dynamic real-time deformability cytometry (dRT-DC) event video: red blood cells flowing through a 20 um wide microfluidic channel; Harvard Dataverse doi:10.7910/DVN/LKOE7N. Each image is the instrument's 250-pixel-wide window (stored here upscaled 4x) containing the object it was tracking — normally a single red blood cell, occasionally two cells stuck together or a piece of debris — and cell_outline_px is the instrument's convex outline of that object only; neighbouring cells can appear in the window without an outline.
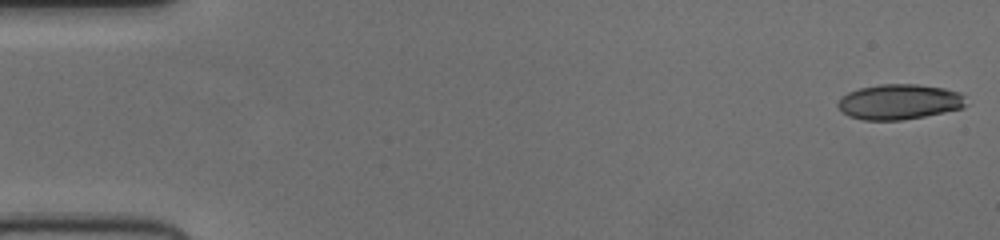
{"species": "human", "species_latin": "Homo sapiens", "temperature_condition": "cold", "stored_images_in_passage": 49, "camera_frame_rate_fps": 3000, "um_per_image_px": 0.085, "donor": {"sex": "female"}, "frame": {"image": 1, "passage_image": 1, "time_ms": 0.0, "image_size_px": [1000, 240], "cell_outline_px": [[968, 104], [964, 108], [904, 120], [864, 120], [848, 116], [836, 104], [840, 96], [848, 92], [860, 88], [880, 84], [916, 84], [944, 88], [960, 92], [964, 96]], "centroid_in_image_um": [76.45, 8.65], "position_along_channel_um": 8.5, "area_um2": 26.53}}
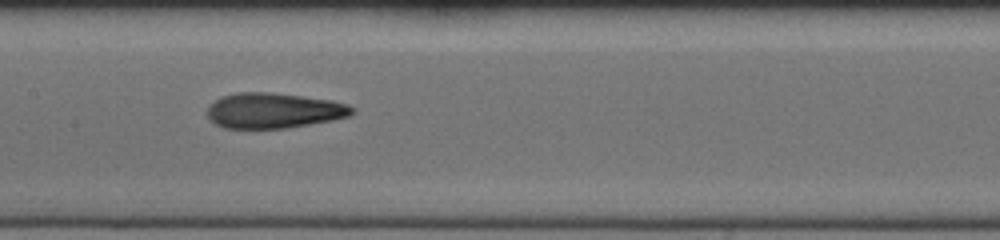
{"frame": {"image": 2, "passage_image": 26, "time_ms": 8.333, "image_size_px": [1000, 240], "cell_outline_px": [[356, 108], [348, 116], [332, 120], [284, 128], [224, 128], [216, 124], [208, 116], [208, 104], [220, 96], [236, 92], [268, 92], [332, 100], [348, 104]], "centroid_in_image_um": [23.24, 9.38], "position_along_channel_um": 184.2, "area_um2": 29.71}}
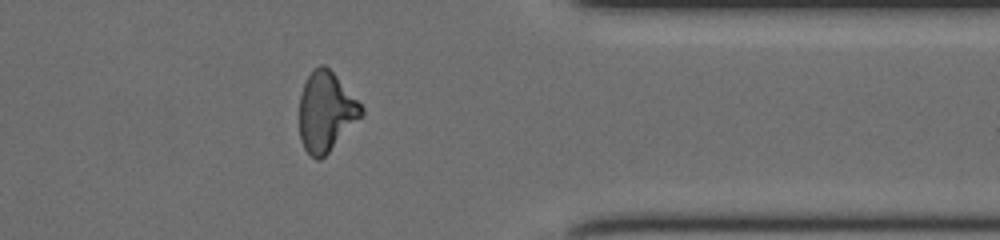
{"frame": {"image": 3, "passage_image": 42, "time_ms": 13.667, "image_size_px": [1000, 240], "cell_outline_px": [[364, 116], [320, 160], [316, 160], [304, 148], [300, 140], [300, 96], [304, 84], [312, 68], [320, 64], [324, 64], [336, 76], [364, 108]], "centroid_in_image_um": [27.72, 9.5], "position_along_channel_um": 383.7, "area_um2": 28.67}}